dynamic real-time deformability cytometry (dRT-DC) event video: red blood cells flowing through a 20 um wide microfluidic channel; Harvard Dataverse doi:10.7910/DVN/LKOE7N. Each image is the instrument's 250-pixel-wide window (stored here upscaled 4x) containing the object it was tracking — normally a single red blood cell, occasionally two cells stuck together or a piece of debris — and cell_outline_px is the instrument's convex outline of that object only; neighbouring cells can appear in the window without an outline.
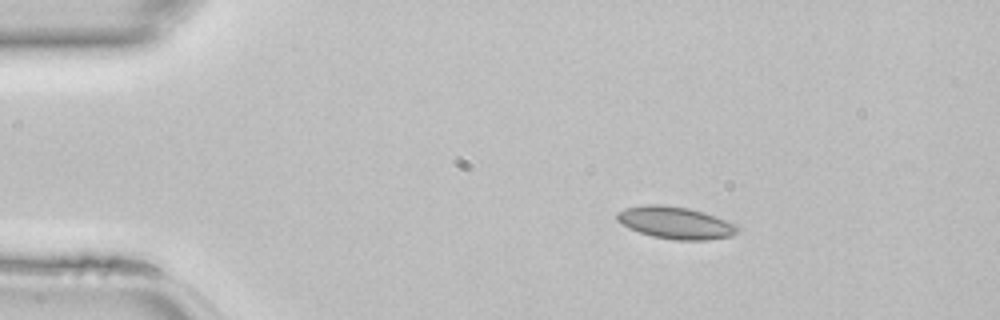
{"species": "common noctule bat (a hibernating species)", "species_latin": "Nyctalus noctula", "temperature_condition": "room temperature", "stored_images_in_passage": 45, "camera_frame_rate_fps": 3000, "um_per_image_px": 0.085, "animal": {"sex": "female", "body_mass_g": 22.7, "forearm_length_mm": 54.2}, "frame": {"image": 1, "passage_image": 7, "time_ms": 2.0, "image_size_px": [1000, 320], "cell_outline_px": [[740, 228], [732, 236], [704, 240], [676, 240], [652, 236], [628, 228], [616, 220], [616, 212], [624, 208], [648, 204], [660, 204], [688, 208], [704, 212], [716, 216], [736, 224]], "centroid_in_image_um": [57.4, 18.93], "position_along_channel_um": 27.6, "area_um2": 22.66}}
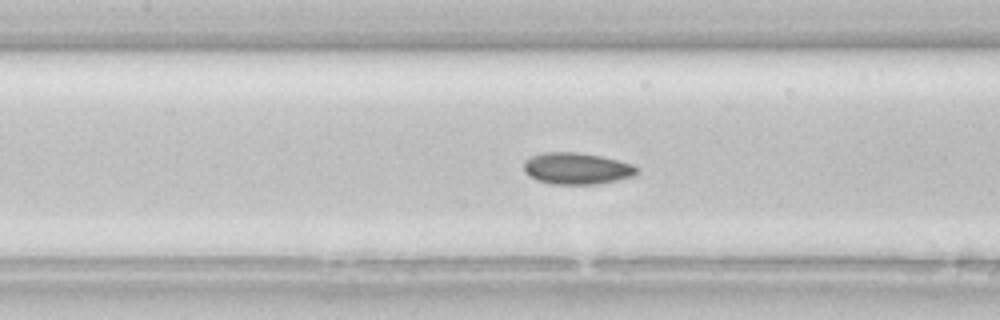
{"frame": {"image": 2, "passage_image": 20, "time_ms": 6.333, "image_size_px": [1000, 320], "cell_outline_px": [[640, 172], [636, 176], [596, 184], [552, 184], [536, 180], [528, 176], [524, 172], [524, 160], [532, 156], [544, 152], [576, 152], [600, 156], [632, 164], [640, 168]], "centroid_in_image_um": [49.03, 14.33], "position_along_channel_um": 158.4, "area_um2": 20.98}}
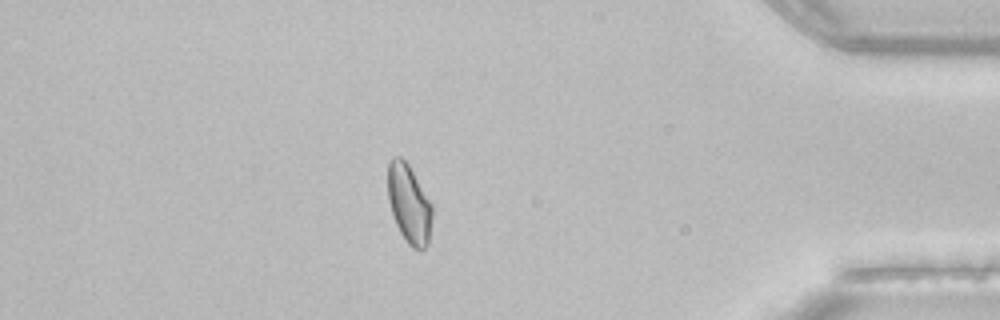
{"frame": {"image": 3, "passage_image": 39, "time_ms": 12.667, "image_size_px": [1000, 320], "cell_outline_px": [[432, 216], [428, 244], [424, 248], [412, 248], [408, 244], [400, 232], [396, 224], [388, 200], [388, 164], [392, 156], [400, 156], [408, 164], [432, 204]], "centroid_in_image_um": [34.76, 17.31], "position_along_channel_um": 400.4, "area_um2": 20.17}}